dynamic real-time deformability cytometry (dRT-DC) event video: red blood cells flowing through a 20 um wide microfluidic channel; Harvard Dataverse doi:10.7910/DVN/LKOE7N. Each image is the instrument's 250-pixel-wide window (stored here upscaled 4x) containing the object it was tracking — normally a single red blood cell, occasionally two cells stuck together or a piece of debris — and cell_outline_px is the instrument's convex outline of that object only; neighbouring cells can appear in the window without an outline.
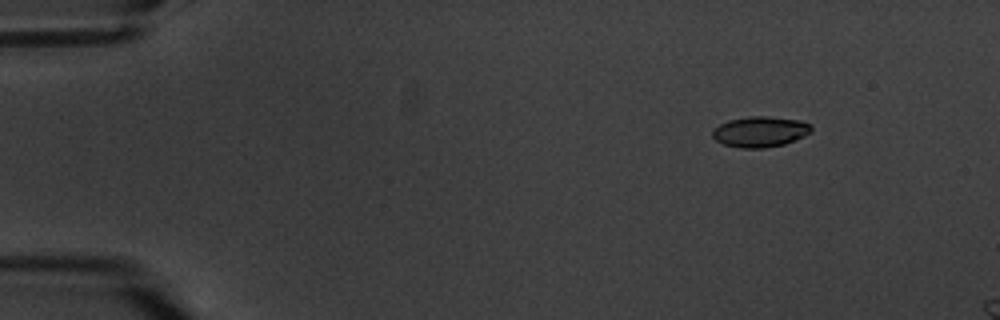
{"species": "common noctule bat (a hibernating species)", "species_latin": "Nyctalus noctula", "temperature_condition": "warm", "stored_images_in_passage": 5, "camera_frame_rate_fps": 3000, "um_per_image_px": 0.085, "animal": {"sex": "male", "body_mass_g": 20.1, "forearm_length_mm": 53.5}, "frame": {"image": 1, "passage_image": 3, "time_ms": 2.333, "image_size_px": [1000, 320], "cell_outline_px": [[812, 132], [796, 140], [784, 144], [764, 148], [740, 148], [724, 144], [716, 140], [712, 136], [712, 128], [728, 120], [748, 116], [764, 116], [800, 120], [812, 124]], "centroid_in_image_um": [64.62, 11.19], "position_along_channel_um": 20.4, "area_um2": 17.8}}